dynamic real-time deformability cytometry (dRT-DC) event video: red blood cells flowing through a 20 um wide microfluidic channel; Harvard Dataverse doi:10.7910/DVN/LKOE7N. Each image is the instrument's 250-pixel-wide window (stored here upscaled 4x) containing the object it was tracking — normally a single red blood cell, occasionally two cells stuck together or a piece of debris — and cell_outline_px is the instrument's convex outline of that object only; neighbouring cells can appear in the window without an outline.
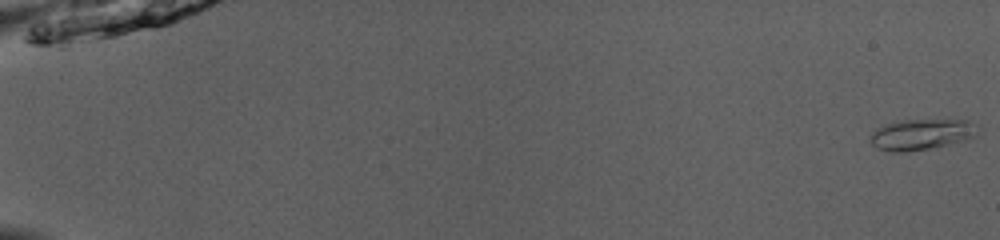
{"species": "common noctule bat (a hibernating species)", "species_latin": "Nyctalus noctula", "temperature_condition": "room temperature", "stored_images_in_passage": 53, "camera_frame_rate_fps": 3000, "um_per_image_px": 0.085, "animal": {"sex": "male", "body_mass_g": 13.0, "forearm_length_mm": 53.1}, "frame": {"image": 1, "passage_image": 1, "time_ms": 0.0, "image_size_px": [1000, 240], "cell_outline_px": [[980, 124], [976, 136], [968, 140], [928, 148], [904, 152], [888, 152], [876, 148], [872, 144], [868, 136], [876, 128], [888, 124], [904, 120], [968, 120]], "centroid_in_image_um": [78.35, 11.42], "position_along_channel_um": 6.6, "area_um2": 19.48}}
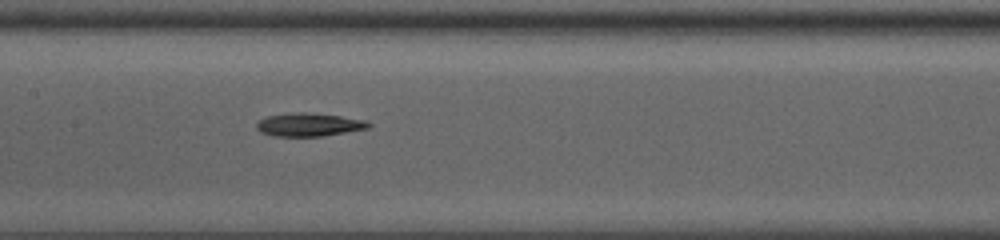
{"frame": {"image": 2, "passage_image": 28, "time_ms": 9.0, "image_size_px": [1000, 240], "cell_outline_px": [[372, 124], [368, 128], [324, 136], [272, 136], [260, 132], [256, 128], [256, 124], [260, 120], [268, 116], [296, 112], [304, 112], [340, 116], [368, 120]], "centroid_in_image_um": [26.28, 10.6], "position_along_channel_um": 181.1, "area_um2": 15.14}}
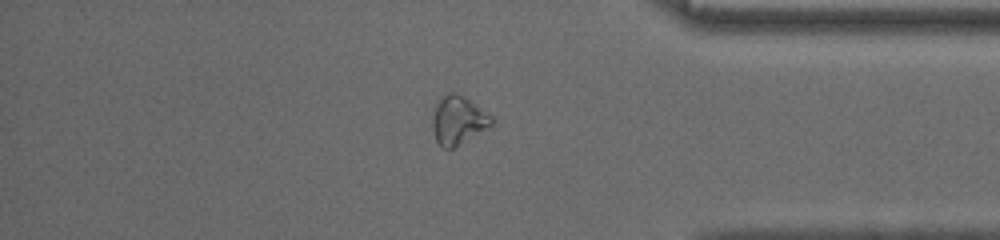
{"frame": {"image": 3, "passage_image": 45, "time_ms": 14.667, "image_size_px": [1000, 240], "cell_outline_px": [[492, 124], [488, 128], [452, 148], [440, 148], [436, 140], [432, 128], [432, 116], [436, 104], [448, 92], [456, 92], [464, 96], [492, 116]], "centroid_in_image_um": [38.92, 10.22], "position_along_channel_um": 396.3, "area_um2": 16.53}}